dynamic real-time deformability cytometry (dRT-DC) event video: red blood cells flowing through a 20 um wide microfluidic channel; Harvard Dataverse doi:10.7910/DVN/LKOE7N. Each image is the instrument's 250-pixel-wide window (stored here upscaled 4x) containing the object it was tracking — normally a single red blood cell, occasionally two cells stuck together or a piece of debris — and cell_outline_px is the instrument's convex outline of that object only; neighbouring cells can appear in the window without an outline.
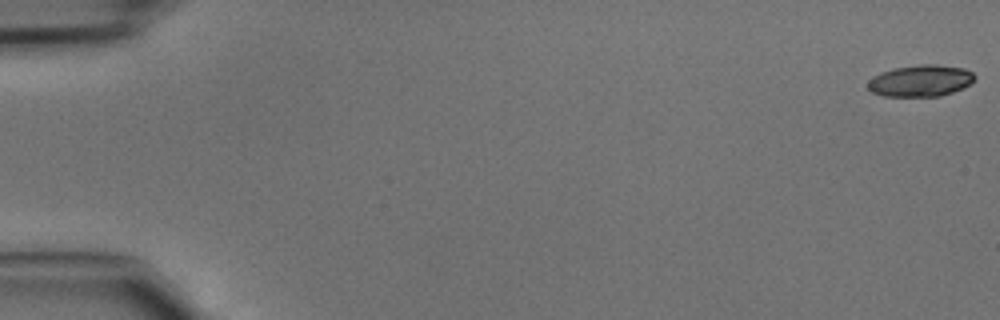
{"species": "common noctule bat (a hibernating species)", "species_latin": "Nyctalus noctula", "temperature_condition": "cold", "stored_images_in_passage": 47, "camera_frame_rate_fps": 3000, "um_per_image_px": 0.085, "animal": {"sex": "male", "body_mass_g": 15.6}, "frame": {"image": 1, "passage_image": 1, "time_ms": 0.0, "image_size_px": [1000, 320], "cell_outline_px": [[976, 76], [964, 88], [940, 96], [884, 96], [872, 92], [868, 88], [868, 80], [880, 72], [892, 68], [920, 64], [936, 64], [964, 68], [972, 72]], "centroid_in_image_um": [78.23, 6.85], "position_along_channel_um": 6.8, "area_um2": 19.71}}
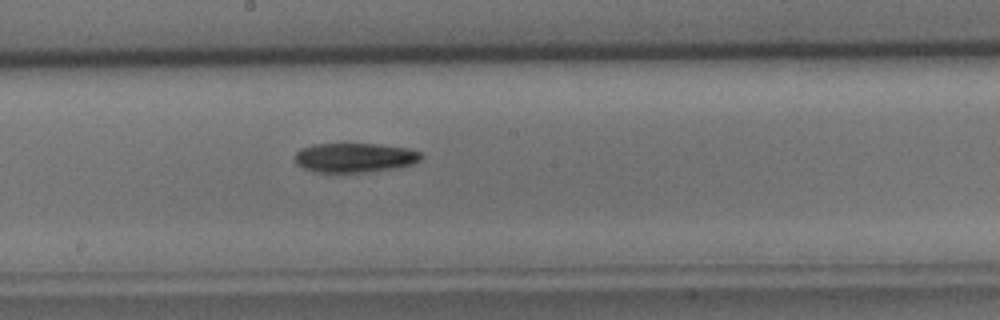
{"frame": {"image": 2, "passage_image": 26, "time_ms": 8.333, "image_size_px": [1000, 320], "cell_outline_px": [[424, 156], [420, 160], [412, 164], [396, 168], [364, 172], [316, 172], [304, 168], [296, 164], [296, 152], [300, 148], [312, 144], [376, 144], [408, 148], [420, 152]], "centroid_in_image_um": [30.15, 13.39], "position_along_channel_um": 218.0, "area_um2": 21.62}}
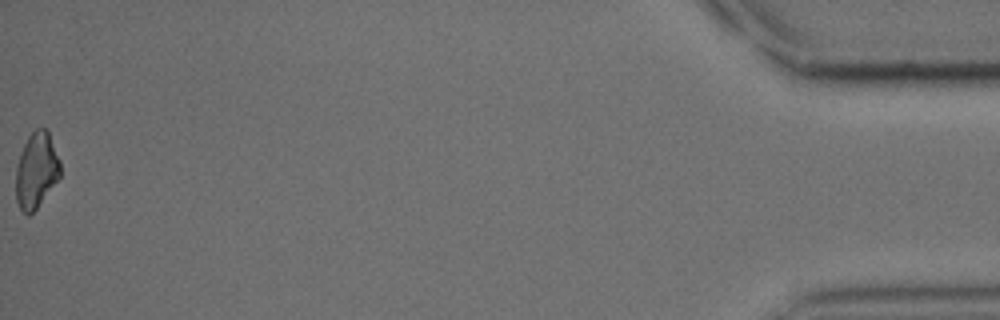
{"frame": {"image": 3, "passage_image": 47, "time_ms": 15.333, "image_size_px": [1000, 320], "cell_outline_px": [[60, 176], [36, 208], [28, 216], [20, 208], [16, 200], [16, 168], [20, 152], [28, 136], [36, 128], [44, 128], [48, 132], [60, 160]], "centroid_in_image_um": [3.08, 14.46], "position_along_channel_um": 432.1, "area_um2": 19.31}}